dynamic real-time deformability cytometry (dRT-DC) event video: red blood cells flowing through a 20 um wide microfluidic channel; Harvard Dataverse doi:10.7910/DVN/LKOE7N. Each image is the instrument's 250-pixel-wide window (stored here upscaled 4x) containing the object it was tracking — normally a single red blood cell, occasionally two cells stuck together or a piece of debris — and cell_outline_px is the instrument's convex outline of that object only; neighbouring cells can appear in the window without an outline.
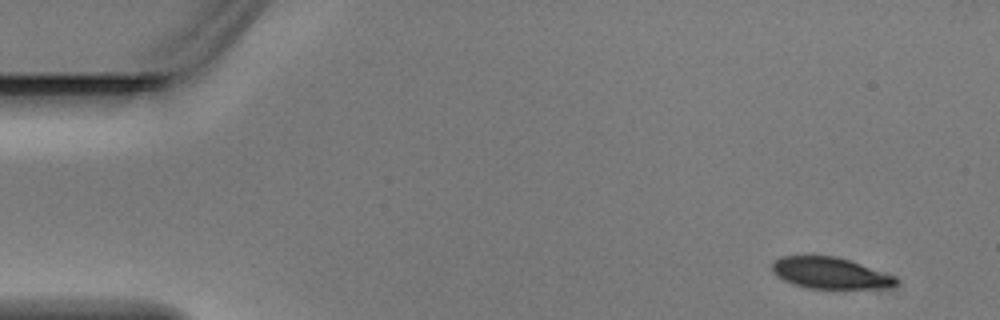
{"species": "Egyptian fruit bat (a non-hibernating species)", "species_latin": "Rousettus aegyptiacus", "temperature_condition": "warm", "stored_images_in_passage": 6, "camera_frame_rate_fps": 3000, "um_per_image_px": 0.085, "animal": {"sex": "male"}, "frame": {"image": 1, "passage_image": 1, "time_ms": 0.0, "image_size_px": [1000, 320], "cell_outline_px": [[896, 284], [888, 288], [808, 288], [784, 280], [776, 276], [772, 272], [772, 264], [780, 256], [836, 256], [860, 264], [892, 276], [896, 280]], "centroid_in_image_um": [70.5, 23.21], "position_along_channel_um": 14.5, "area_um2": 22.08}}
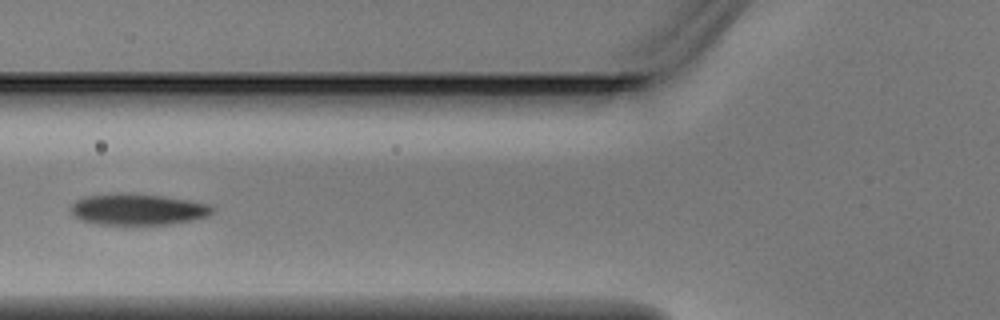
{"frame": {"image": 2, "passage_image": 5, "time_ms": 1.333, "image_size_px": [1000, 320], "cell_outline_px": [[216, 208], [208, 216], [192, 220], [172, 224], [96, 224], [84, 220], [76, 216], [72, 212], [72, 204], [76, 200], [84, 196], [112, 192], [120, 192], [164, 196], [188, 200], [208, 204]], "centroid_in_image_um": [11.73, 17.78], "position_along_channel_um": 114.1, "area_um2": 25.84}}
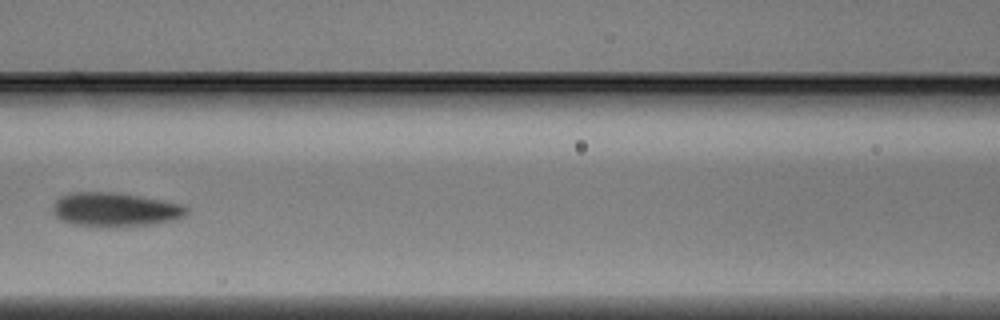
{"frame": {"image": 3, "passage_image": 6, "time_ms": 1.667, "image_size_px": [1000, 320], "cell_outline_px": [[188, 212], [184, 216], [176, 220], [152, 224], [72, 224], [56, 216], [52, 212], [52, 204], [60, 196], [68, 192], [112, 192], [140, 196], [184, 204], [188, 208]], "centroid_in_image_um": [9.8, 17.76], "position_along_channel_um": 156.8, "area_um2": 25.78}}